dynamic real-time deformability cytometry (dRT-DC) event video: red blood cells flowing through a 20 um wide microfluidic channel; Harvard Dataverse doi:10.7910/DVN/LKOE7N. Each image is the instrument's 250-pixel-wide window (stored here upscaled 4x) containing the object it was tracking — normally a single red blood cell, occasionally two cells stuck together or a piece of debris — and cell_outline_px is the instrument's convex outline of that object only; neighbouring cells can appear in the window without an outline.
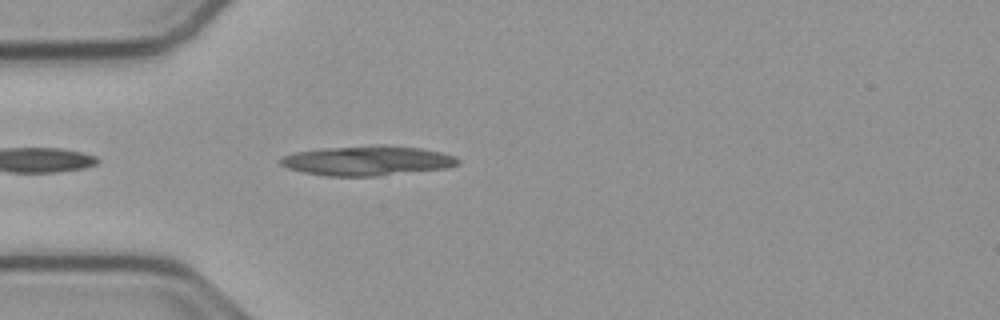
{"species": "common noctule bat (a hibernating species)", "species_latin": "Nyctalus noctula", "temperature_condition": "cold", "stored_images_in_passage": 41, "camera_frame_rate_fps": 3000, "um_per_image_px": 0.085, "animal": {"sex": "male", "body_mass_g": 23.1, "forearm_length_mm": 52.7}, "frame": {"image": 1, "passage_image": 3, "time_ms": 0.667, "image_size_px": [1000, 320], "cell_outline_px": [[460, 164], [448, 168], [376, 176], [328, 176], [304, 172], [288, 168], [280, 164], [280, 160], [284, 156], [296, 152], [324, 148], [376, 144], [380, 144], [420, 148], [440, 152], [452, 156], [460, 160]], "centroid_in_image_um": [31.25, 13.65], "position_along_channel_um": 53.7, "area_um2": 30.69}}